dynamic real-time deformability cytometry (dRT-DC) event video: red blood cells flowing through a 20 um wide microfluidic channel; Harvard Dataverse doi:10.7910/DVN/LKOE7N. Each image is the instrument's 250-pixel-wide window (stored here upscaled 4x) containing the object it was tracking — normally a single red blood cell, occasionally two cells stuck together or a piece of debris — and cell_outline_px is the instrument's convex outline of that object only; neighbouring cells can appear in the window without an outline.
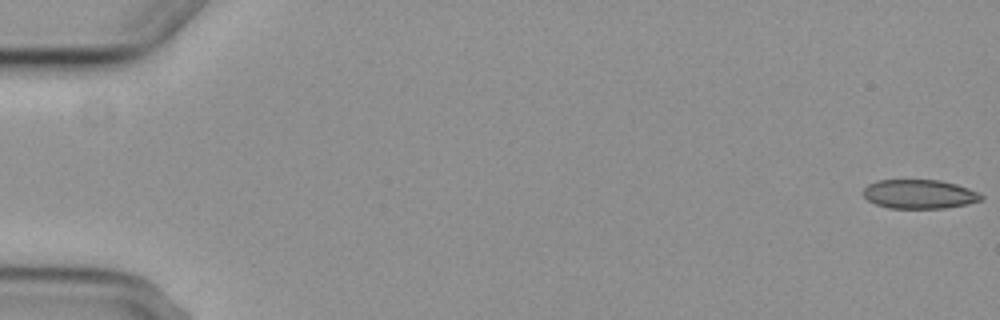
{"species": "common noctule bat (a hibernating species)", "species_latin": "Nyctalus noctula", "temperature_condition": "cold", "stored_images_in_passage": 4, "camera_frame_rate_fps": 3000, "um_per_image_px": 0.085, "animal": {"sex": "female", "body_mass_g": 29.2, "forearm_length_mm": 56.3}, "frame": {"image": 1, "passage_image": 1, "time_ms": 0.0, "image_size_px": [1000, 320], "cell_outline_px": [[984, 200], [944, 208], [888, 208], [876, 204], [868, 200], [864, 196], [864, 188], [868, 184], [876, 180], [940, 180], [956, 184], [968, 188], [984, 196]], "centroid_in_image_um": [78.14, 16.49], "position_along_channel_um": 6.9, "area_um2": 19.88}}